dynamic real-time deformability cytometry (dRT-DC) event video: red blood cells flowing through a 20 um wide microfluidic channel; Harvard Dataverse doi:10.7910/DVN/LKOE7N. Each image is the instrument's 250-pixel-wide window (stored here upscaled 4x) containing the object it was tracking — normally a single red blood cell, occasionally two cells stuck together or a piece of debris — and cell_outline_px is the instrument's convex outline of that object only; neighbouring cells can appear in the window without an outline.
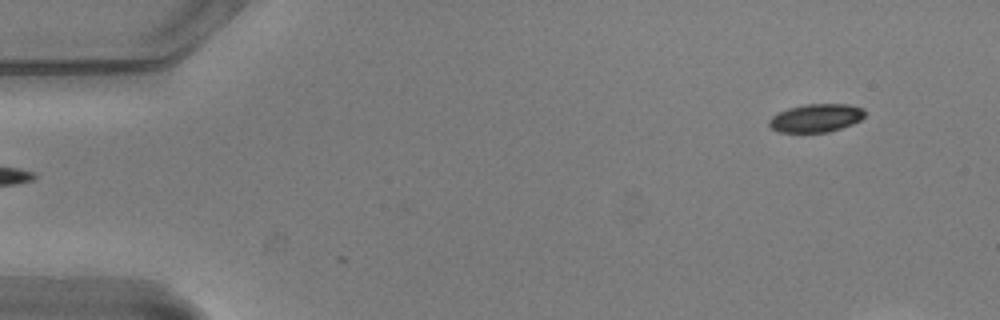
{"species": "common noctule bat (a hibernating species)", "species_latin": "Nyctalus noctula", "temperature_condition": "warm", "stored_images_in_passage": 2, "camera_frame_rate_fps": 3000, "um_per_image_px": 0.085, "animal": {"sex": "male", "body_mass_g": 20.5, "forearm_length_mm": 52.5}, "frame": {"image": 1, "passage_image": 2, "time_ms": 0.333, "image_size_px": [1000, 320], "cell_outline_px": [[864, 116], [860, 120], [852, 124], [828, 132], [776, 132], [768, 124], [768, 120], [772, 116], [788, 108], [804, 104], [848, 104], [864, 108]], "centroid_in_image_um": [69.35, 10.03], "position_along_channel_um": 15.7, "area_um2": 15.72}}